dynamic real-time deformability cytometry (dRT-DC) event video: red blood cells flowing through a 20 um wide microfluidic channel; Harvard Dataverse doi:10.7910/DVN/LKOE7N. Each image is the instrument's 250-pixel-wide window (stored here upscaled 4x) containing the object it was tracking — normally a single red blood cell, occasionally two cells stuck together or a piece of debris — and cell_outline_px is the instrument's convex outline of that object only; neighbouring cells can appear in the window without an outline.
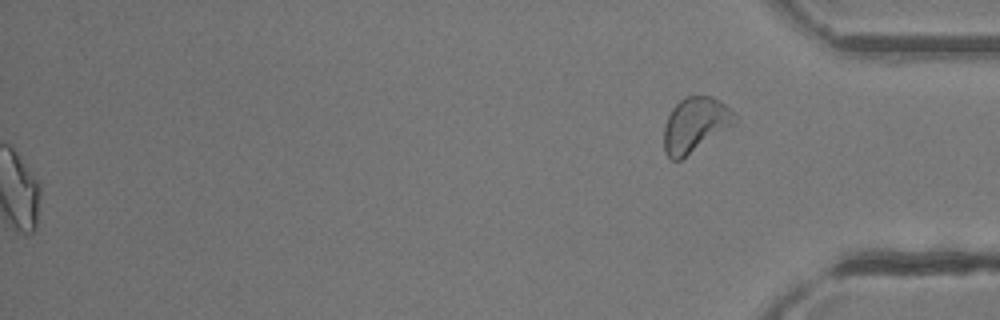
{"species": "common noctule bat (a hibernating species)", "species_latin": "Nyctalus noctula", "temperature_condition": "room temperature", "stored_images_in_passage": 47, "segment_of_instrument_passage": [2, 2], "camera_frame_rate_fps": 3000, "um_per_image_px": 0.085, "animal": {"sex": "female"}, "frame": {"image": 1, "passage_image": 47, "time_ms": 15.333, "image_size_px": [1000, 320], "cell_outline_px": [[740, 120], [736, 124], [680, 160], [672, 160], [664, 152], [664, 128], [668, 116], [672, 108], [680, 100], [688, 96], [712, 96], [720, 100]], "centroid_in_image_um": [59.11, 10.6], "position_along_channel_um": 376.1, "area_um2": 22.6}}